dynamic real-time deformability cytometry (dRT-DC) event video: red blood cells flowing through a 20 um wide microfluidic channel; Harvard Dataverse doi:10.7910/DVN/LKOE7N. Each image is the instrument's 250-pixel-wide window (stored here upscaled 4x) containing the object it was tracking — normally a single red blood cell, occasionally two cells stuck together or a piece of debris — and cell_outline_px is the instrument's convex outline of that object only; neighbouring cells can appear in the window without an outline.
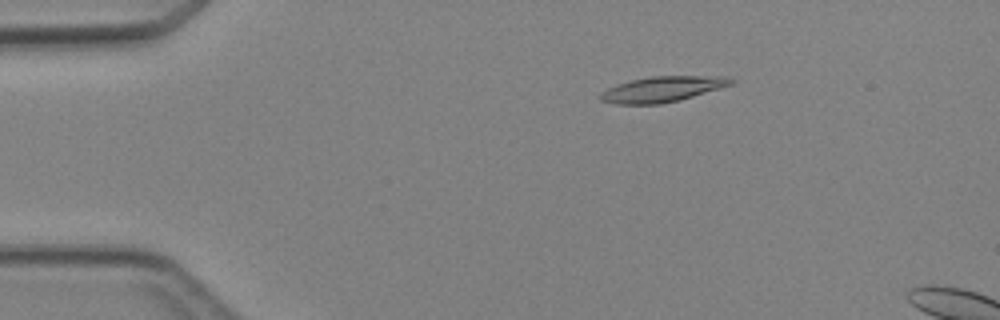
{"species": "Egyptian fruit bat (a non-hibernating species)", "species_latin": "Rousettus aegyptiacus", "temperature_condition": "cold", "stored_images_in_passage": 4, "camera_frame_rate_fps": 3000, "um_per_image_px": 0.085, "animal": {"sex": "female"}, "frame": {"image": 1, "passage_image": 2, "time_ms": 1.333, "image_size_px": [1000, 320], "cell_outline_px": [[736, 80], [732, 84], [720, 88], [692, 96], [660, 104], [616, 104], [600, 100], [596, 96], [600, 92], [616, 84], [632, 80], [652, 76], [728, 76]], "centroid_in_image_um": [56.26, 7.57], "position_along_channel_um": 28.7, "area_um2": 19.36}}